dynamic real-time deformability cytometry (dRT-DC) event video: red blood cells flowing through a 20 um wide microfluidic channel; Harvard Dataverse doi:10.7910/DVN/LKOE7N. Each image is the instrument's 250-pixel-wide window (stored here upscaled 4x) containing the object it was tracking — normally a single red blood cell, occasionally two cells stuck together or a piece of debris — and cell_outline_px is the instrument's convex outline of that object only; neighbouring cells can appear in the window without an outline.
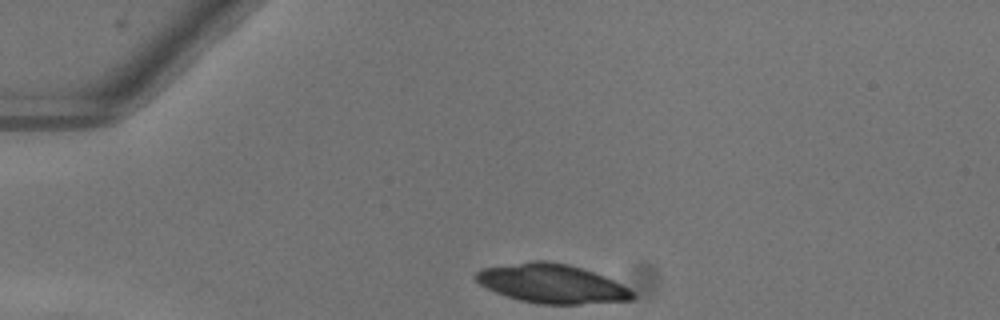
{"species": "common noctule bat (a hibernating species)", "species_latin": "Nyctalus noctula", "temperature_condition": "warm", "stored_images_in_passage": 40, "camera_frame_rate_fps": 3000, "um_per_image_px": 0.085, "animal": {"sex": "female"}, "frame": {"image": 1, "passage_image": 1, "time_ms": 0.0, "image_size_px": [1000, 320], "cell_outline_px": [[636, 296], [632, 300], [580, 304], [540, 304], [520, 300], [496, 292], [480, 284], [472, 276], [480, 268], [532, 260], [548, 260], [568, 264], [604, 276], [628, 288]], "centroid_in_image_um": [46.87, 24.09], "position_along_channel_um": 38.1, "area_um2": 35.55}}
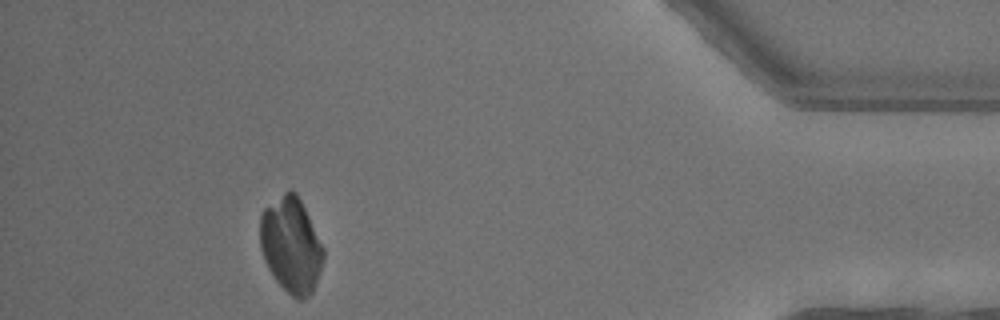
{"frame": {"image": 2, "passage_image": 36, "time_ms": 11.667, "image_size_px": [1000, 320], "cell_outline_px": [[324, 256], [312, 292], [304, 300], [296, 300], [276, 280], [268, 268], [264, 260], [260, 248], [260, 216], [264, 208], [284, 192], [296, 192], [324, 248]], "centroid_in_image_um": [24.72, 20.85], "position_along_channel_um": 410.5, "area_um2": 34.74}}